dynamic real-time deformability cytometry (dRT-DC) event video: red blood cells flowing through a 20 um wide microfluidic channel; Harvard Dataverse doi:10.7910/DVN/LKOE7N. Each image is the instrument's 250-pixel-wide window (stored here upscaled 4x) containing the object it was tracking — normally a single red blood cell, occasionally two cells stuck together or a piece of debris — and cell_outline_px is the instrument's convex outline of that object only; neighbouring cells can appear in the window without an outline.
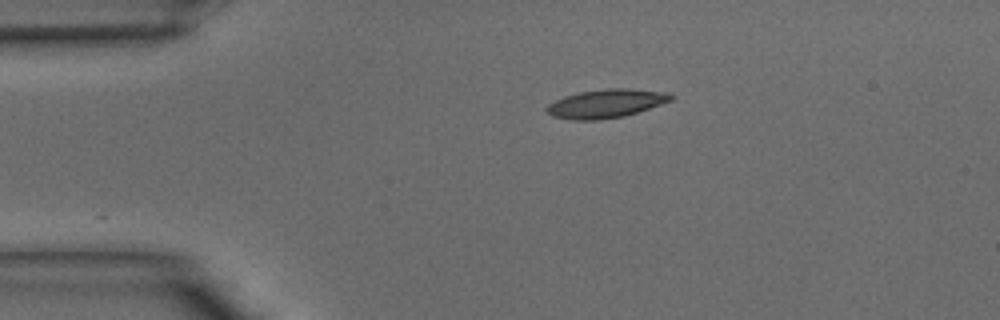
{"species": "common noctule bat (a hibernating species)", "species_latin": "Nyctalus noctula", "temperature_condition": "warm", "stored_images_in_passage": 19, "camera_frame_rate_fps": 3000, "um_per_image_px": 0.085, "animal": {"sex": "male", "body_mass_g": 15.6}, "frame": {"image": 1, "passage_image": 1, "time_ms": 0.0, "image_size_px": [1000, 320], "cell_outline_px": [[676, 96], [672, 100], [624, 116], [600, 120], [572, 120], [552, 116], [544, 108], [548, 104], [564, 96], [580, 92], [608, 88], [628, 88], [668, 92]], "centroid_in_image_um": [51.51, 8.8], "position_along_channel_um": 33.5, "area_um2": 20.69}}
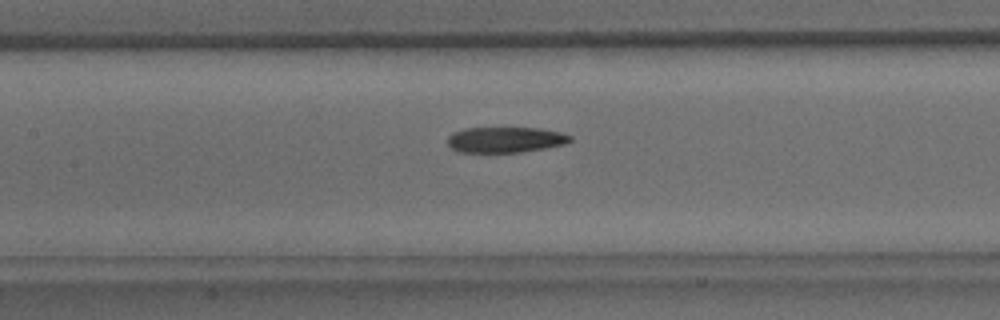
{"frame": {"image": 2, "passage_image": 11, "time_ms": 3.333, "image_size_px": [1000, 320], "cell_outline_px": [[572, 140], [564, 144], [544, 148], [520, 152], [460, 152], [452, 148], [448, 144], [448, 136], [452, 132], [464, 128], [540, 128], [560, 132], [572, 136]], "centroid_in_image_um": [42.94, 11.87], "position_along_channel_um": 164.5, "area_um2": 18.26}}